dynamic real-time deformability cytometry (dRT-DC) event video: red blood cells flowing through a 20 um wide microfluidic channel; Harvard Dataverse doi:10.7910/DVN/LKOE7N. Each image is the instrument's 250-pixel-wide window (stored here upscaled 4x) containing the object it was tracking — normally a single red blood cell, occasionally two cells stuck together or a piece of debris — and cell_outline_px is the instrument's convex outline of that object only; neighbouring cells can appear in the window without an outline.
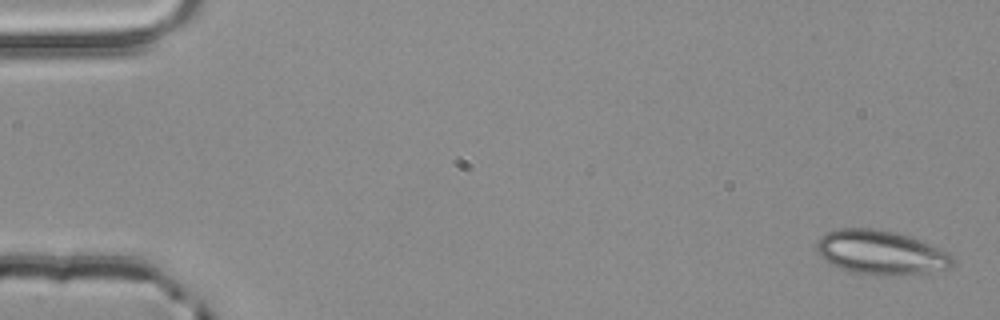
{"species": "common noctule bat (a hibernating species)", "species_latin": "Nyctalus noctula", "temperature_condition": "room temperature", "stored_images_in_passage": 4, "camera_frame_rate_fps": 3000, "um_per_image_px": 0.085, "animal": {"sex": "male", "body_mass_g": 20.4}, "frame": {"image": 1, "passage_image": 1, "time_ms": 0.0, "image_size_px": [1000, 320], "cell_outline_px": [[952, 264], [948, 268], [928, 272], [900, 276], [876, 276], [848, 272], [824, 260], [816, 252], [816, 240], [824, 232], [840, 228], [876, 228], [896, 232], [908, 236], [948, 252], [952, 256]], "centroid_in_image_um": [74.79, 21.47], "position_along_channel_um": 10.2, "area_um2": 35.43}}